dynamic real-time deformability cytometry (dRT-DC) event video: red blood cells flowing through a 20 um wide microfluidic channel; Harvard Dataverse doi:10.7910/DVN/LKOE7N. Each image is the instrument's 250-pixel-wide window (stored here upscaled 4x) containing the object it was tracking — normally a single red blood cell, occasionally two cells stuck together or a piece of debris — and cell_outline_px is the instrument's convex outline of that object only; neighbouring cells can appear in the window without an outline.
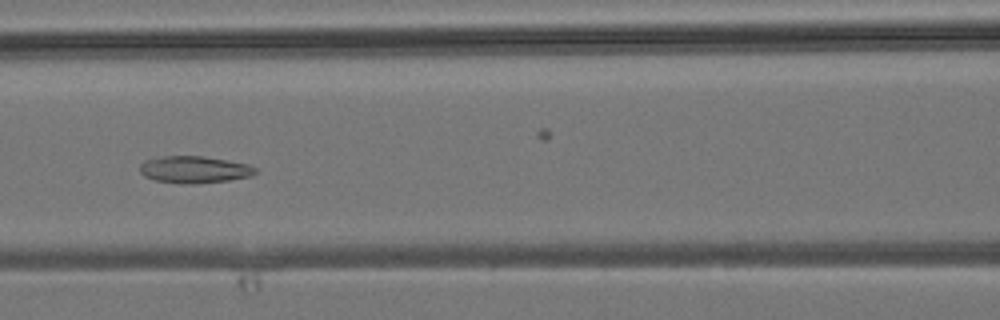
{"species": "common noctule bat (a hibernating species)", "species_latin": "Nyctalus noctula", "temperature_condition": "room temperature", "stored_images_in_passage": 44, "camera_frame_rate_fps": 3000, "um_per_image_px": 0.085, "animal": {"sex": "male", "body_mass_g": 19.2, "forearm_length_mm": 51.8}, "frame": {"image": 1, "passage_image": 20, "time_ms": 6.333, "image_size_px": [1000, 320], "cell_outline_px": [[256, 172], [252, 176], [228, 180], [192, 184], [184, 184], [156, 180], [144, 176], [140, 172], [140, 164], [144, 160], [164, 156], [204, 156], [228, 160], [248, 164], [256, 168]], "centroid_in_image_um": [16.52, 14.41], "position_along_channel_um": 150.1, "area_um2": 18.15}}
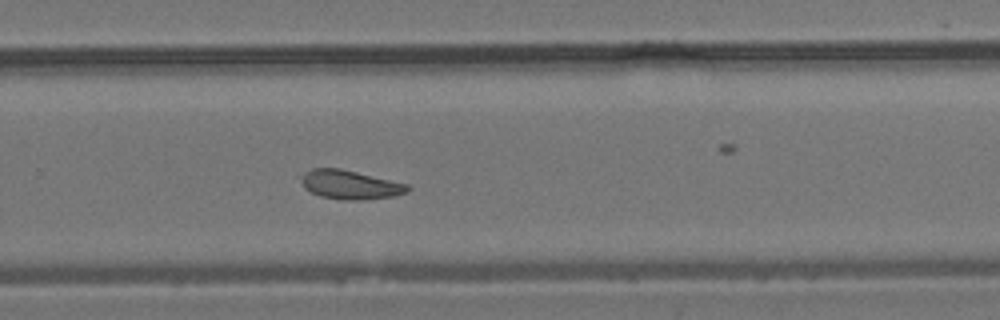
{"frame": {"image": 2, "passage_image": 30, "time_ms": 9.667, "image_size_px": [1000, 320], "cell_outline_px": [[408, 192], [396, 196], [360, 200], [344, 200], [320, 196], [304, 188], [296, 176], [312, 168], [340, 168], [408, 184]], "centroid_in_image_um": [29.69, 15.69], "position_along_channel_um": 300.1, "area_um2": 18.15}}
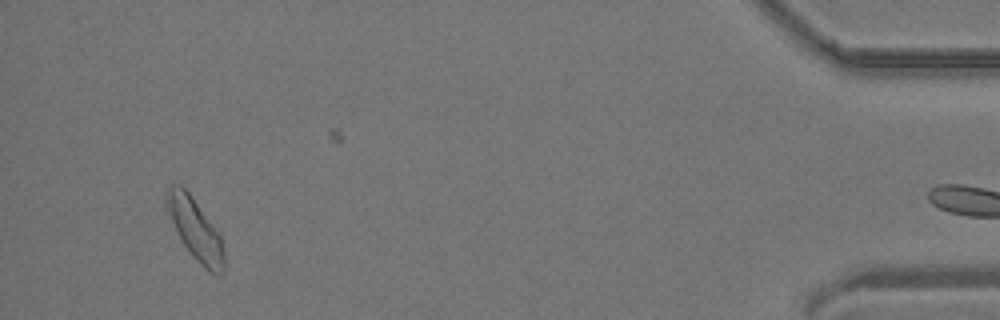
{"frame": {"image": 3, "passage_image": 43, "time_ms": 14.0, "image_size_px": [1000, 320], "cell_outline_px": [[224, 272], [220, 276], [208, 272], [192, 256], [184, 244], [164, 208], [164, 200], [168, 188], [180, 184], [188, 192], [220, 236], [224, 252]], "centroid_in_image_um": [16.58, 19.53], "position_along_channel_um": 418.6, "area_um2": 20.17}}